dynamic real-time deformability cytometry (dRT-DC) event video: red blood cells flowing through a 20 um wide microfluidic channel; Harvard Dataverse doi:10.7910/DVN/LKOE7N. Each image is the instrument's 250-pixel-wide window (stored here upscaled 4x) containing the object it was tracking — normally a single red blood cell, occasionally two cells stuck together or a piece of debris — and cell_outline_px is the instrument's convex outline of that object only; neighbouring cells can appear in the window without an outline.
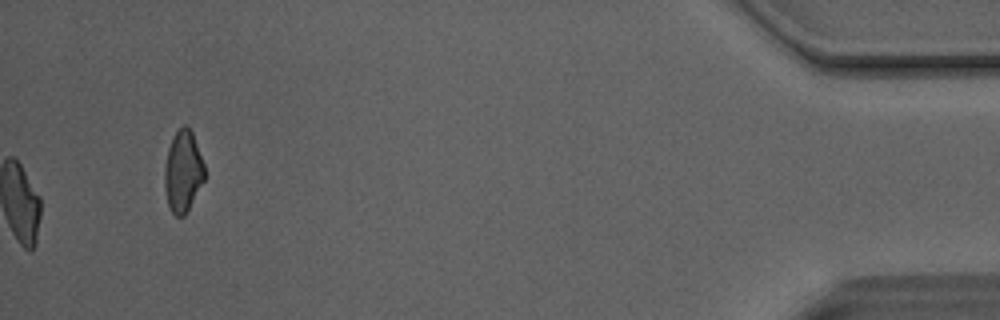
{"species": "Egyptian fruit bat (a non-hibernating species)", "species_latin": "Rousettus aegyptiacus", "temperature_condition": "room temperature", "stored_images_in_passage": 45, "camera_frame_rate_fps": 3000, "um_per_image_px": 0.085, "animal": {"sex": "male"}, "frame": {"image": 1, "passage_image": 45, "time_ms": 14.667, "image_size_px": [1000, 320], "cell_outline_px": [[204, 180], [184, 216], [176, 216], [172, 212], [168, 204], [164, 188], [164, 168], [168, 148], [176, 132], [184, 124], [192, 132], [204, 164]], "centroid_in_image_um": [15.54, 14.58], "position_along_channel_um": 419.7, "area_um2": 18.67}, "authors_computed_cell_mechanics": {"area_um2": 19.8832, "velocity_mm_per_s": 4.1307, "shape_relaxation_time_tau1_ms": 6.3983, "shape_relaxation_time_tau2_ms": 2.1541, "deformation_change_tau1": 0.1892, "deformation_change_tau2": 0.0907}}